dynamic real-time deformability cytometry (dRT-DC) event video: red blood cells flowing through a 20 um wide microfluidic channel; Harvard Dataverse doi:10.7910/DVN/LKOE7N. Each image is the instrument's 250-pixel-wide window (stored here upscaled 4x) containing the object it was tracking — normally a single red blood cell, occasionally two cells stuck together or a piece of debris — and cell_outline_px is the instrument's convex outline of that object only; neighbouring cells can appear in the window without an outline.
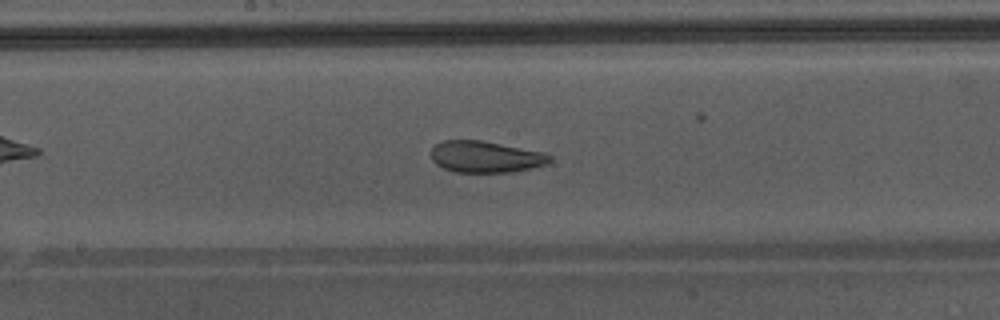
{"species": "Egyptian fruit bat (a non-hibernating species)", "species_latin": "Rousettus aegyptiacus", "temperature_condition": "warm", "stored_images_in_passage": 49, "camera_frame_rate_fps": 3000, "um_per_image_px": 0.085, "animal": {"sex": "male"}, "frame": {"image": 1, "passage_image": 28, "time_ms": 9.0, "image_size_px": [1000, 320], "cell_outline_px": [[552, 160], [548, 164], [532, 168], [512, 172], [456, 172], [444, 168], [436, 164], [432, 160], [432, 148], [436, 144], [444, 140], [480, 140], [544, 152], [552, 156]], "centroid_in_image_um": [41.31, 13.33], "position_along_channel_um": 206.9, "area_um2": 21.79}, "authors_computed_cell_mechanics": {"area_um2": 27.455, "velocity_mm_per_s": 4.3554, "shape_relaxation_time_tau1_ms": null, "shape_relaxation_time_tau2_ms": 1.3289, "deformation_change_tau1": null, "deformation_change_tau2": 0.0688}}